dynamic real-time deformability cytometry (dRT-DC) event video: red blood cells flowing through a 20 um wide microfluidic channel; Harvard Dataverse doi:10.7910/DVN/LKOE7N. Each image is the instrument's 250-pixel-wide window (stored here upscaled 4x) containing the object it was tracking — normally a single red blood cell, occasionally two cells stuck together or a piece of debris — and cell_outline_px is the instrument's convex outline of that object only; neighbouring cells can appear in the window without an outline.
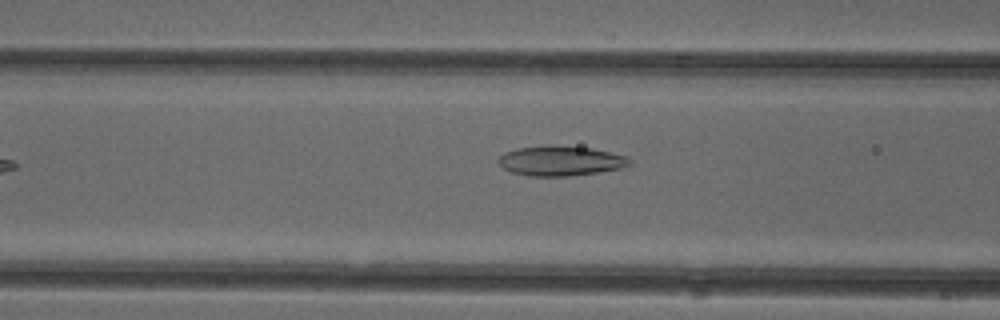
{"species": "common noctule bat (a hibernating species)", "species_latin": "Nyctalus noctula", "temperature_condition": "cold", "stored_images_in_passage": 5, "camera_frame_rate_fps": 3000, "um_per_image_px": 0.085, "animal": {"sex": "female"}, "frame": {"image": 1, "passage_image": 5, "time_ms": 1.333, "image_size_px": [1000, 320], "cell_outline_px": [[632, 164], [620, 168], [600, 172], [568, 176], [532, 176], [512, 172], [504, 168], [496, 160], [504, 152], [516, 148], [552, 144], [592, 148], [624, 156], [632, 160]], "centroid_in_image_um": [47.63, 13.66], "position_along_channel_um": 119.0, "area_um2": 22.95}}